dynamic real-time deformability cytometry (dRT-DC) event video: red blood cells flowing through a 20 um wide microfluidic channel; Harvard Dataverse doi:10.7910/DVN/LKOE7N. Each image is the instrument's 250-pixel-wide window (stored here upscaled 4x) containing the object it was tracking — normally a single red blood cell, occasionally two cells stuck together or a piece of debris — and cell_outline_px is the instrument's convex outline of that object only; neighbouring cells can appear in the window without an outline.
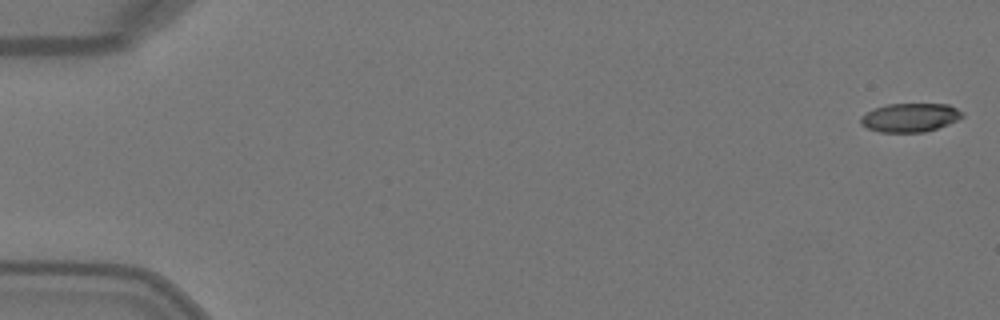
{"species": "Egyptian fruit bat (a non-hibernating species)", "species_latin": "Rousettus aegyptiacus", "temperature_condition": "warm", "stored_images_in_passage": 5, "camera_frame_rate_fps": 3000, "um_per_image_px": 0.085, "animal": {"sex": "female"}, "frame": {"image": 1, "passage_image": 1, "time_ms": 0.0, "image_size_px": [1000, 320], "cell_outline_px": [[964, 116], [948, 124], [924, 132], [880, 132], [868, 128], [860, 124], [860, 116], [876, 108], [888, 104], [948, 104], [964, 112]], "centroid_in_image_um": [77.36, 9.99], "position_along_channel_um": 7.6, "area_um2": 16.88}}
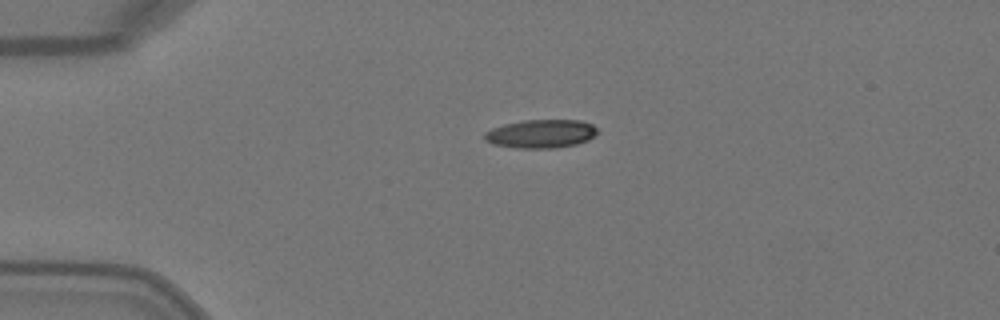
{"frame": {"image": 2, "passage_image": 4, "time_ms": 1.0, "image_size_px": [1000, 320], "cell_outline_px": [[596, 132], [588, 140], [576, 144], [556, 148], [516, 148], [492, 144], [484, 140], [484, 132], [492, 128], [504, 124], [524, 120], [580, 120], [592, 124], [596, 128]], "centroid_in_image_um": [45.94, 11.37], "position_along_channel_um": 39.1, "area_um2": 18.73}}